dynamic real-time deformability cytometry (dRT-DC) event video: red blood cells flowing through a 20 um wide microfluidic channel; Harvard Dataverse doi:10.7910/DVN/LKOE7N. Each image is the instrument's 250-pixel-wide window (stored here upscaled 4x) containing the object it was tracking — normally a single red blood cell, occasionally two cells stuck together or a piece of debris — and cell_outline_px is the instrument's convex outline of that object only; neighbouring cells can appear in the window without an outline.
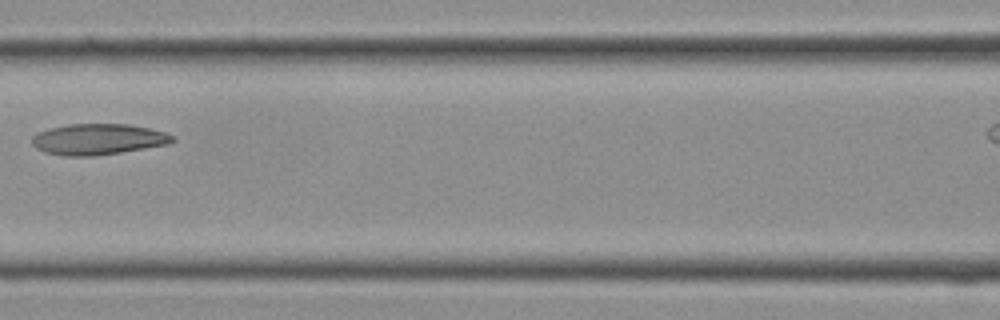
{"species": "Egyptian fruit bat (a non-hibernating species)", "species_latin": "Rousettus aegyptiacus", "temperature_condition": "cold", "stored_images_in_passage": 20, "camera_frame_rate_fps": 3000, "um_per_image_px": 0.085, "frame": {"image": 1, "passage_image": 9, "time_ms": 2.667, "image_size_px": [1000, 320], "cell_outline_px": [[176, 140], [168, 144], [120, 152], [92, 156], [64, 156], [44, 152], [36, 148], [32, 144], [32, 136], [36, 132], [48, 128], [68, 124], [128, 124], [148, 128], [164, 132], [176, 136]], "centroid_in_image_um": [8.31, 11.83], "position_along_channel_um": 158.3, "area_um2": 25.43}}
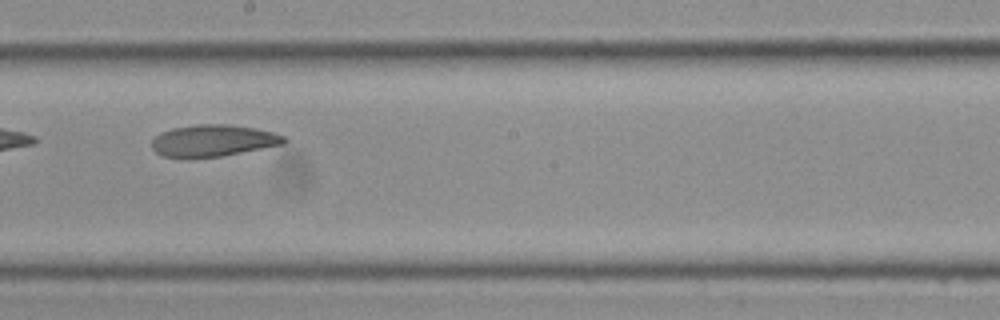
{"frame": {"image": 2, "passage_image": 12, "time_ms": 3.667, "image_size_px": [1000, 320], "cell_outline_px": [[288, 140], [284, 144], [220, 156], [188, 160], [160, 156], [152, 148], [152, 140], [160, 132], [172, 128], [200, 124], [228, 124], [256, 128], [276, 132], [284, 136]], "centroid_in_image_um": [18.09, 11.97], "position_along_channel_um": 230.1, "area_um2": 25.03}}
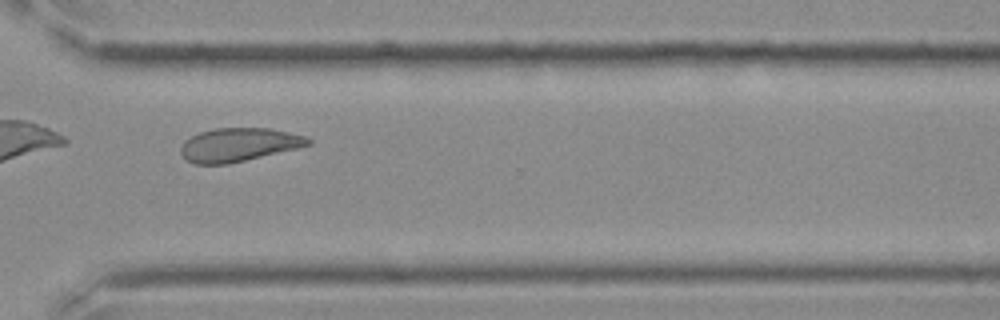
{"frame": {"image": 3, "passage_image": 17, "time_ms": 5.333, "image_size_px": [1000, 320], "cell_outline_px": [[312, 144], [300, 148], [228, 164], [192, 164], [180, 152], [180, 148], [184, 140], [200, 132], [216, 128], [268, 128], [288, 132], [304, 136], [312, 140]], "centroid_in_image_um": [20.3, 12.31], "position_along_channel_um": 350.3, "area_um2": 24.91}}